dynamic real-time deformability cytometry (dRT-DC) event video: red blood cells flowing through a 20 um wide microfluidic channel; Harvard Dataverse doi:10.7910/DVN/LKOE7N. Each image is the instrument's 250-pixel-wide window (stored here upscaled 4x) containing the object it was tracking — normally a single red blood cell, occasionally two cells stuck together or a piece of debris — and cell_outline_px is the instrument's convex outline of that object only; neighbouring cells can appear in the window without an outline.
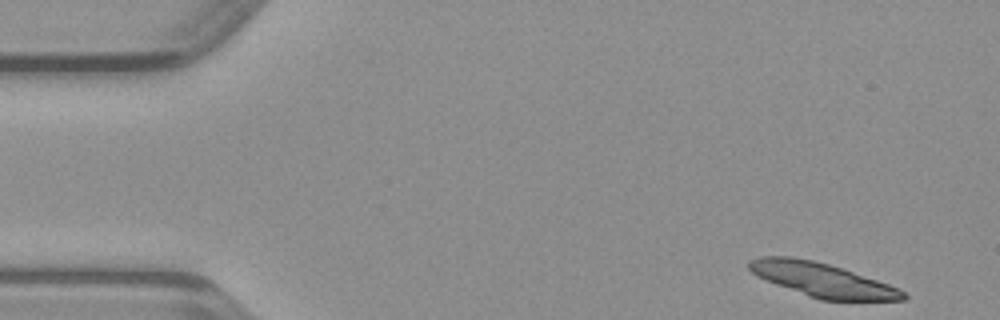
{"species": "common noctule bat (a hibernating species)", "species_latin": "Nyctalus noctula", "temperature_condition": "warm", "stored_images_in_passage": 47, "segment_of_instrument_passage": [1, 2], "camera_frame_rate_fps": 3000, "um_per_image_px": 0.085, "animal": {"sex": "male", "body_mass_g": 23.1, "forearm_length_mm": 52.7}, "frame": {"image": 1, "passage_image": 1, "time_ms": 0.0, "image_size_px": [1000, 320], "cell_outline_px": [[908, 296], [904, 300], [820, 300], [808, 296], [776, 284], [756, 276], [748, 268], [748, 260], [760, 256], [792, 256], [812, 260], [844, 268], [900, 288]], "centroid_in_image_um": [69.88, 23.77], "position_along_channel_um": 15.1, "area_um2": 30.52}}